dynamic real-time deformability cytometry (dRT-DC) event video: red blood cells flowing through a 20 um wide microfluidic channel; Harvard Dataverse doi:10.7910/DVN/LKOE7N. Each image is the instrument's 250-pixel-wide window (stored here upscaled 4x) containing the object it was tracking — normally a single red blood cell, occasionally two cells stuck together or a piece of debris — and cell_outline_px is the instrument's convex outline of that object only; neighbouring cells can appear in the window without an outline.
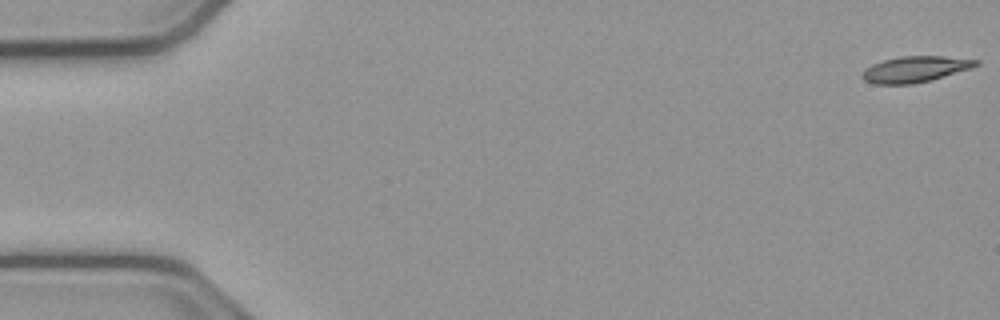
{"species": "common noctule bat (a hibernating species)", "species_latin": "Nyctalus noctula", "temperature_condition": "cold", "stored_images_in_passage": 54, "camera_frame_rate_fps": 3000, "um_per_image_px": 0.085, "animal": {"sex": "male", "body_mass_g": 23.1, "forearm_length_mm": 52.7}, "frame": {"image": 1, "passage_image": 1, "time_ms": 0.0, "image_size_px": [1000, 320], "cell_outline_px": [[980, 64], [972, 68], [932, 80], [912, 84], [876, 84], [864, 80], [860, 76], [864, 68], [872, 64], [884, 60], [900, 56], [944, 56], [980, 60]], "centroid_in_image_um": [77.79, 5.88], "position_along_channel_um": 7.2, "area_um2": 17.4}}
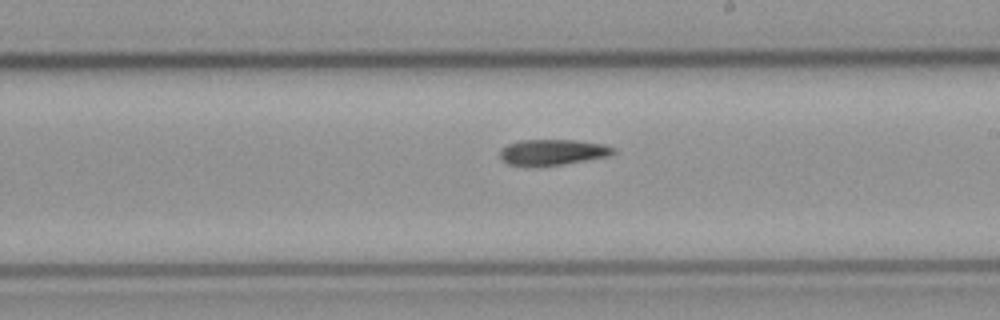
{"frame": {"image": 2, "passage_image": 31, "time_ms": 10.0, "image_size_px": [1000, 320], "cell_outline_px": [[616, 152], [608, 156], [564, 164], [536, 168], [532, 168], [508, 164], [500, 160], [500, 148], [508, 144], [520, 140], [576, 140], [604, 144], [616, 148]], "centroid_in_image_um": [46.92, 12.96], "position_along_channel_um": 242.1, "area_um2": 17.57}}
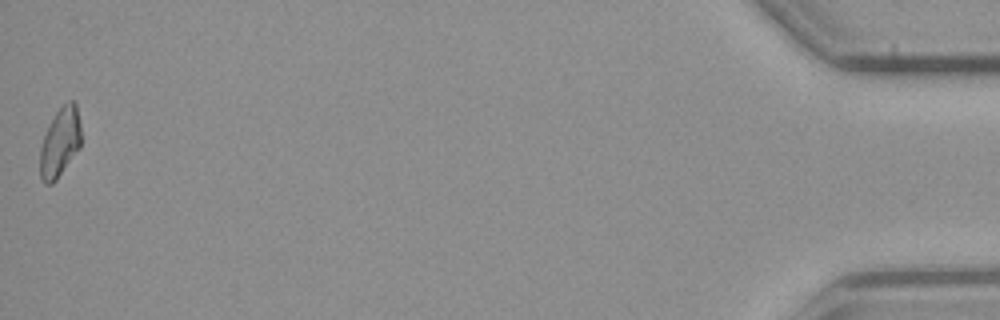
{"frame": {"image": 3, "passage_image": 54, "time_ms": 17.667, "image_size_px": [1000, 320], "cell_outline_px": [[80, 148], [56, 180], [52, 184], [44, 184], [40, 176], [40, 148], [48, 124], [56, 112], [68, 100], [72, 100], [76, 104], [80, 124]], "centroid_in_image_um": [5.09, 12.11], "position_along_channel_um": 430.1, "area_um2": 16.53}}